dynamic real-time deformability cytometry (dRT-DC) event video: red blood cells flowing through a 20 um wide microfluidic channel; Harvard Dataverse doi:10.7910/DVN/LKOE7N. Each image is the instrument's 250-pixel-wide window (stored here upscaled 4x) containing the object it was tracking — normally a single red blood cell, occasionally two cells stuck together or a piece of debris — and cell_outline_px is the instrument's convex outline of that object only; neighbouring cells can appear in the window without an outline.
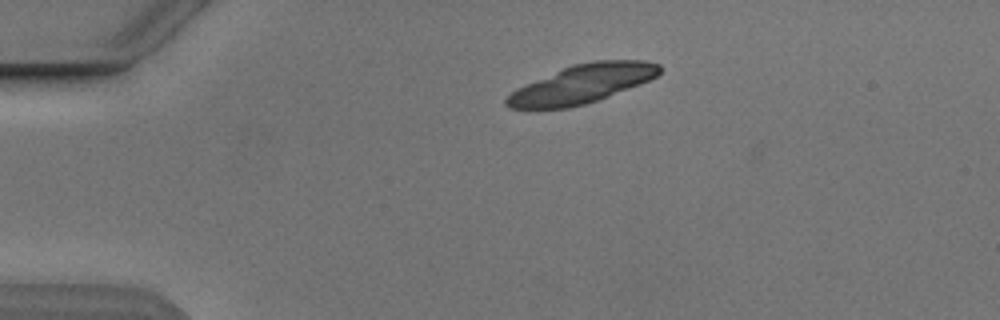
{"species": "Egyptian fruit bat (a non-hibernating species)", "species_latin": "Rousettus aegyptiacus", "temperature_condition": "cold", "stored_images_in_passage": 3, "camera_frame_rate_fps": 3000, "um_per_image_px": 0.085, "animal": {"sex": "male"}, "frame": {"image": 1, "passage_image": 1, "time_ms": 0.0, "image_size_px": [1000, 320], "cell_outline_px": [[660, 72], [656, 76], [640, 84], [608, 96], [584, 104], [568, 108], [508, 108], [504, 104], [504, 100], [516, 88], [524, 84], [572, 64], [596, 60], [648, 60], [660, 64]], "centroid_in_image_um": [49.47, 7.12], "position_along_channel_um": 35.5, "area_um2": 34.22}}
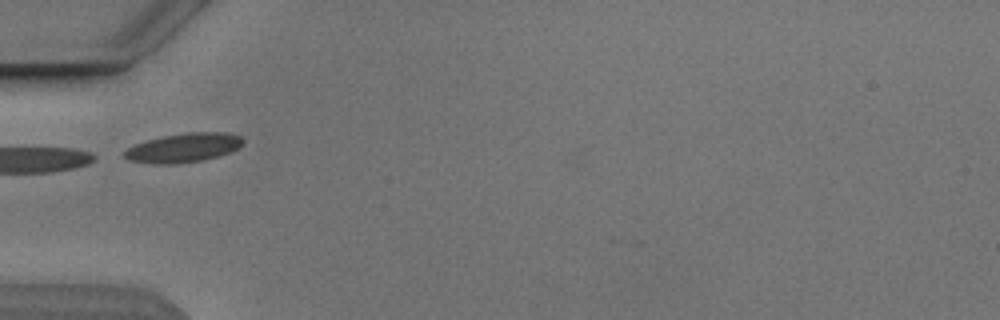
{"frame": {"image": 2, "passage_image": 3, "time_ms": 2.333, "image_size_px": [1000, 320], "cell_outline_px": [[244, 140], [236, 148], [228, 152], [216, 156], [200, 160], [176, 164], [152, 164], [128, 160], [120, 156], [128, 148], [136, 144], [148, 140], [164, 136], [188, 132], [228, 132], [240, 136]], "centroid_in_image_um": [15.54, 12.56], "position_along_channel_um": 69.5, "area_um2": 19.88}}